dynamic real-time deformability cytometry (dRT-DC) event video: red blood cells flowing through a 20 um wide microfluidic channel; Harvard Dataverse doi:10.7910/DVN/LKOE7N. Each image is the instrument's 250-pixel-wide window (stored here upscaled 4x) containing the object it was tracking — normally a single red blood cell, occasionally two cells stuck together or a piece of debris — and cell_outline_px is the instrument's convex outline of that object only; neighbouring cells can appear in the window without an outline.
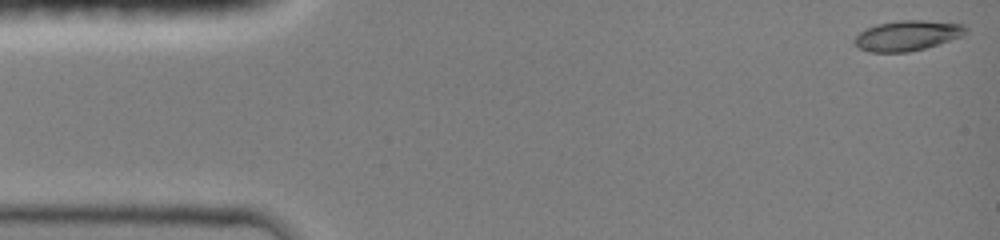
{"species": "common noctule bat (a hibernating species)", "species_latin": "Nyctalus noctula", "temperature_condition": "room temperature", "stored_images_in_passage": 28, "camera_frame_rate_fps": 3000, "um_per_image_px": 0.085, "animal": {"sex": "female", "body_mass_g": 19.0, "forearm_length_mm": 51.5}, "frame": {"image": 1, "passage_image": 1, "time_ms": 0.0, "image_size_px": [1000, 240], "cell_outline_px": [[968, 32], [964, 36], [924, 48], [908, 52], [868, 52], [860, 48], [852, 40], [860, 32], [876, 24], [900, 20], [924, 20], [964, 24], [968, 28]], "centroid_in_image_um": [77.16, 3.02], "position_along_channel_um": 7.8, "area_um2": 19.65}}
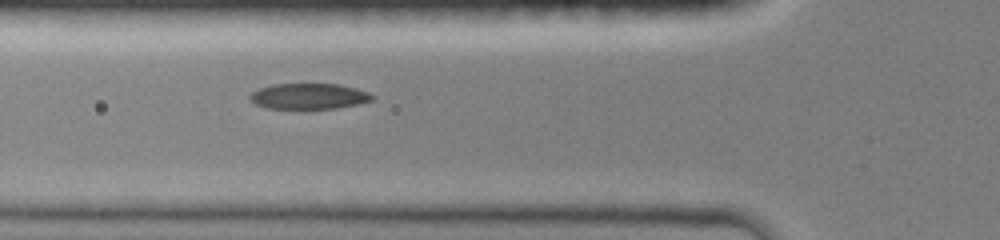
{"frame": {"image": 2, "passage_image": 16, "time_ms": 5.0, "image_size_px": [1000, 240], "cell_outline_px": [[372, 100], [356, 104], [336, 108], [268, 108], [256, 104], [248, 96], [252, 92], [260, 88], [272, 84], [340, 84], [356, 88], [368, 92], [372, 96]], "centroid_in_image_um": [26.24, 8.17], "position_along_channel_um": 99.6, "area_um2": 18.03}}
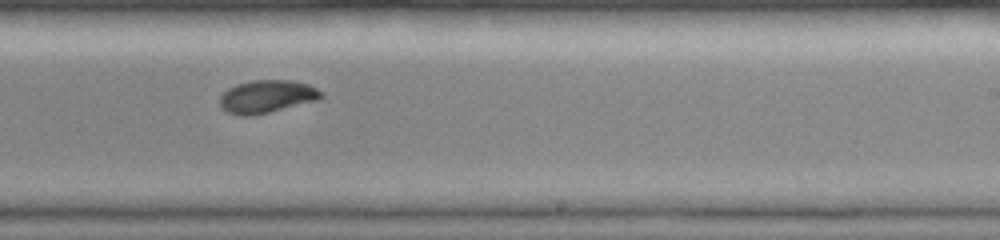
{"frame": {"image": 3, "passage_image": 28, "time_ms": 9.0, "image_size_px": [1000, 240], "cell_outline_px": [[320, 96], [316, 100], [252, 116], [240, 116], [228, 112], [220, 108], [220, 96], [228, 88], [236, 84], [252, 80], [292, 80], [308, 84], [316, 88], [320, 92]], "centroid_in_image_um": [22.61, 8.2], "position_along_channel_um": 266.4, "area_um2": 19.13}}